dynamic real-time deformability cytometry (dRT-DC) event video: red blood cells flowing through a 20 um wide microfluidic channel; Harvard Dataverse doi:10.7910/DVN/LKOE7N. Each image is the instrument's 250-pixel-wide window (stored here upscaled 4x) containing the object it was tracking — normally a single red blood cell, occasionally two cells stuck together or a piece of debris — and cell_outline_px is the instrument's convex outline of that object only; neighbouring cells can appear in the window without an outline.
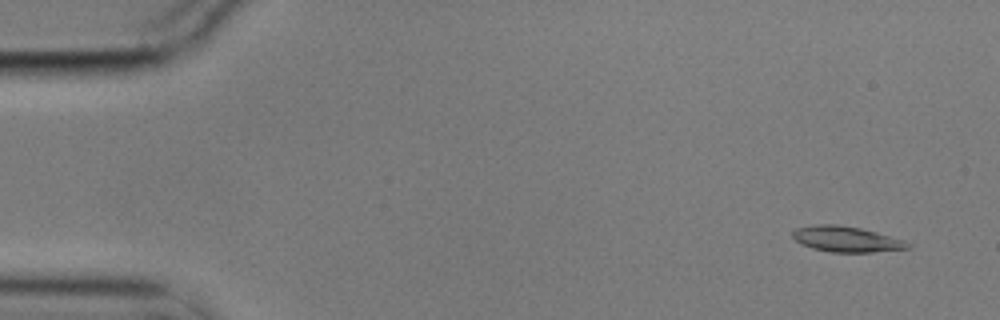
{"species": "common noctule bat (a hibernating species)", "species_latin": "Nyctalus noctula", "temperature_condition": "cold", "stored_images_in_passage": 5, "camera_frame_rate_fps": 3000, "um_per_image_px": 0.085, "animal": {"sex": "male", "body_mass_g": 17.9}, "frame": {"image": 1, "passage_image": 1, "time_ms": 0.0, "image_size_px": [1000, 320], "cell_outline_px": [[912, 248], [872, 252], [832, 252], [812, 248], [800, 244], [792, 236], [792, 232], [796, 228], [816, 224], [836, 224], [860, 228], [876, 232], [904, 240], [912, 244]], "centroid_in_image_um": [71.95, 20.33], "position_along_channel_um": 13.1, "area_um2": 17.22}}
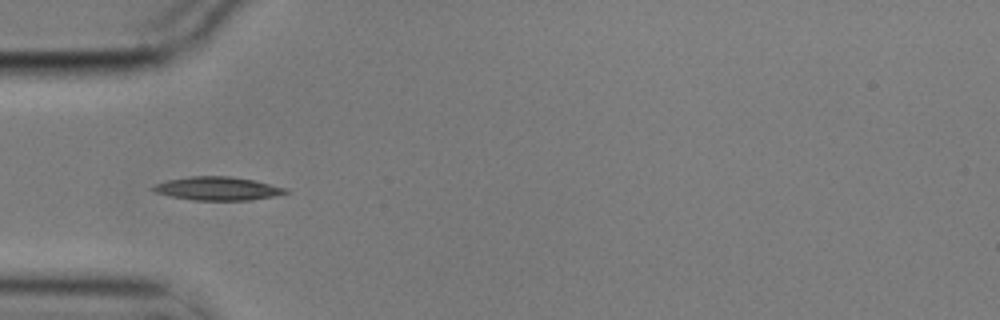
{"frame": {"image": 2, "passage_image": 4, "time_ms": 1.0, "image_size_px": [1000, 320], "cell_outline_px": [[288, 192], [276, 196], [252, 200], [192, 200], [168, 196], [156, 192], [148, 188], [156, 184], [168, 180], [188, 176], [228, 176], [256, 180], [288, 188]], "centroid_in_image_um": [18.51, 16.02], "position_along_channel_um": 66.5, "area_um2": 18.32}}
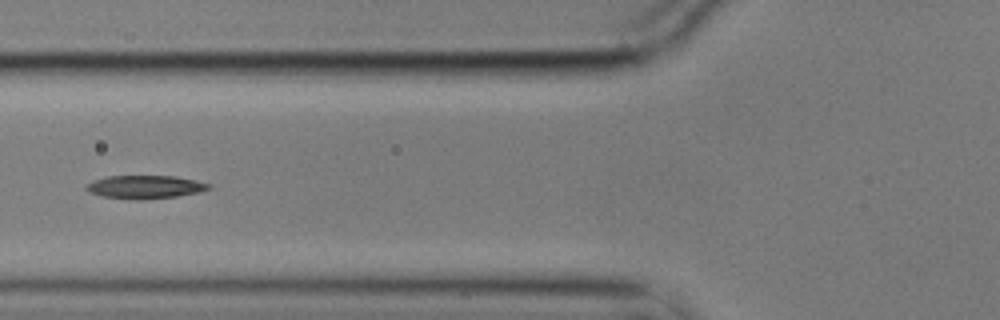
{"frame": {"image": 3, "passage_image": 5, "time_ms": 1.333, "image_size_px": [1000, 320], "cell_outline_px": [[212, 188], [200, 192], [176, 196], [140, 200], [132, 200], [104, 196], [88, 192], [84, 188], [88, 184], [96, 180], [108, 176], [176, 176], [196, 180], [212, 184]], "centroid_in_image_um": [12.38, 15.89], "position_along_channel_um": 113.4, "area_um2": 16.59}}